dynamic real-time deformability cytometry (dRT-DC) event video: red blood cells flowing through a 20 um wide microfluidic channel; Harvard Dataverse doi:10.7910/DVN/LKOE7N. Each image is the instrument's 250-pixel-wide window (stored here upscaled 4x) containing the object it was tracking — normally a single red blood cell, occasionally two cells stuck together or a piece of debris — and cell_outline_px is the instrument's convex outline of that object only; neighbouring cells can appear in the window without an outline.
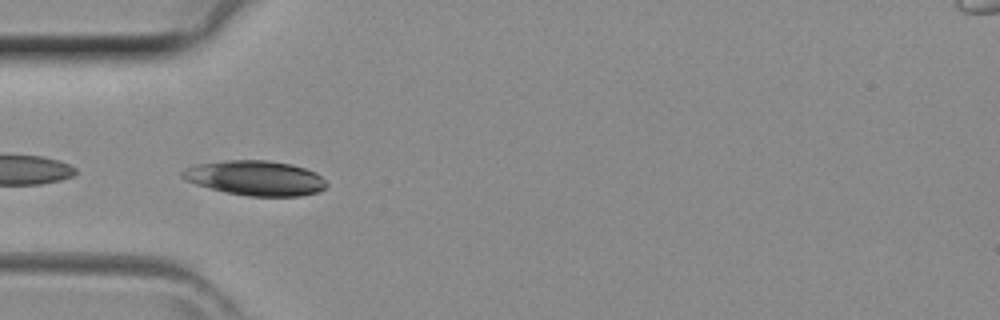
{"species": "common noctule bat (a hibernating species)", "species_latin": "Nyctalus noctula", "temperature_condition": "room temperature", "stored_images_in_passage": 28, "camera_frame_rate_fps": 3000, "um_per_image_px": 0.085, "animal": {"sex": "female", "body_mass_g": 29.2, "forearm_length_mm": 56.3}, "frame": {"image": 1, "passage_image": 4, "time_ms": 1.0, "image_size_px": [1000, 320], "cell_outline_px": [[328, 184], [320, 192], [300, 196], [248, 196], [228, 192], [196, 184], [184, 180], [180, 176], [180, 172], [196, 164], [224, 160], [268, 160], [292, 164], [316, 172]], "centroid_in_image_um": [21.72, 15.13], "position_along_channel_um": 63.3, "area_um2": 29.25}}
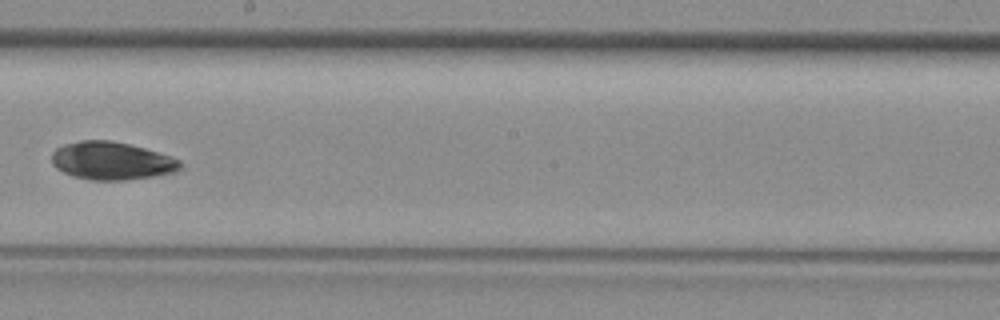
{"frame": {"image": 2, "passage_image": 15, "time_ms": 4.667, "image_size_px": [1000, 320], "cell_outline_px": [[184, 168], [176, 172], [152, 176], [124, 180], [88, 180], [64, 172], [56, 168], [52, 164], [52, 152], [56, 148], [64, 144], [80, 140], [112, 140], [144, 148], [180, 160]], "centroid_in_image_um": [9.48, 13.67], "position_along_channel_um": 238.7, "area_um2": 28.32}}
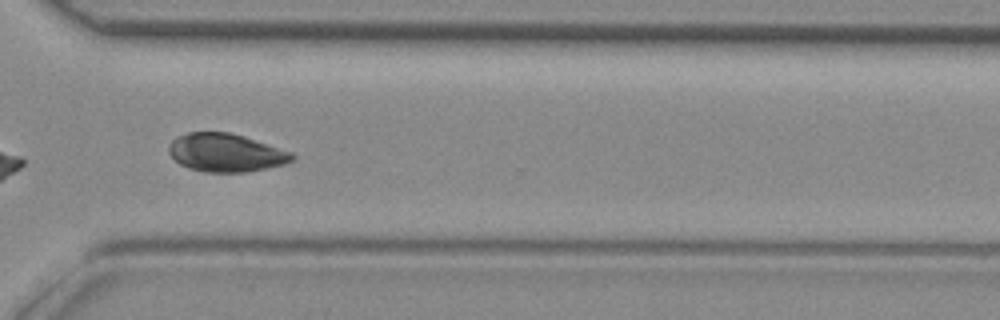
{"frame": {"image": 3, "passage_image": 22, "time_ms": 7.0, "image_size_px": [1000, 320], "cell_outline_px": [[296, 156], [292, 160], [284, 164], [248, 172], [204, 172], [188, 168], [180, 164], [168, 152], [168, 144], [176, 136], [188, 132], [228, 132], [244, 136], [292, 152]], "centroid_in_image_um": [19.17, 12.97], "position_along_channel_um": 351.4, "area_um2": 27.51}}